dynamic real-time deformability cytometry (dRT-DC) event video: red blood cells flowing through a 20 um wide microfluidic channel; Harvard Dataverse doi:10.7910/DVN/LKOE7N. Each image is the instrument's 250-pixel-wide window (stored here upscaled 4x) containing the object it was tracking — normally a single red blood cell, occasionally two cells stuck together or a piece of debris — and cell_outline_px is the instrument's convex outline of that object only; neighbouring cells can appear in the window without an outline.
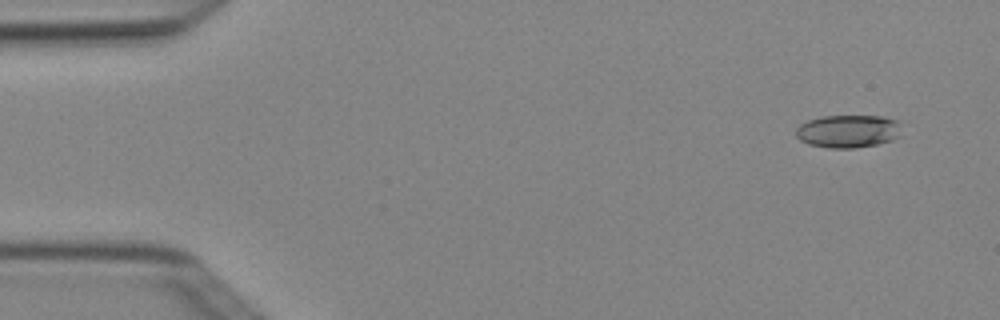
{"species": "Egyptian fruit bat (a non-hibernating species)", "species_latin": "Rousettus aegyptiacus", "temperature_condition": "cold", "stored_images_in_passage": 4, "segment_of_instrument_passage": [2, 2], "camera_frame_rate_fps": 3000, "um_per_image_px": 0.085, "animal": {"sex": "female"}, "frame": {"image": 1, "passage_image": 4, "time_ms": 1.0, "image_size_px": [1000, 320], "cell_outline_px": [[900, 136], [892, 140], [876, 144], [856, 148], [828, 148], [808, 144], [800, 140], [796, 136], [796, 128], [800, 124], [808, 120], [820, 116], [884, 116], [900, 120]], "centroid_in_image_um": [72.1, 11.15], "position_along_channel_um": 12.9, "area_um2": 20.52}}